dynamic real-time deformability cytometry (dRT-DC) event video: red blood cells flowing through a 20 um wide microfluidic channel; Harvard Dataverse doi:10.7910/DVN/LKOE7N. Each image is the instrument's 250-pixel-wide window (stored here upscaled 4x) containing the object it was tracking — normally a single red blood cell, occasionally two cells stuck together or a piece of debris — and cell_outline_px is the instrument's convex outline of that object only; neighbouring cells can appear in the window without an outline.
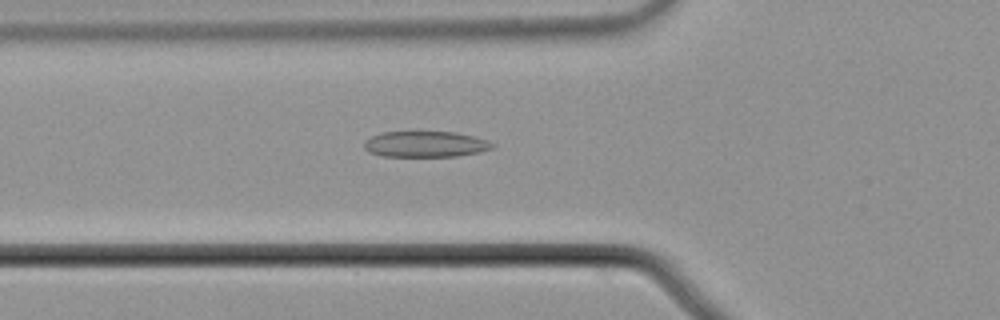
{"species": "common noctule bat (a hibernating species)", "species_latin": "Nyctalus noctula", "temperature_condition": "cold", "stored_images_in_passage": 43, "camera_frame_rate_fps": 3000, "um_per_image_px": 0.085, "animal": {"sex": "male", "body_mass_g": 21.5, "forearm_length_mm": 52.0}, "frame": {"image": 1, "passage_image": 7, "time_ms": 2.0, "image_size_px": [1000, 320], "cell_outline_px": [[496, 144], [492, 148], [480, 152], [456, 156], [384, 156], [368, 152], [364, 148], [364, 140], [380, 132], [416, 128], [420, 128], [456, 132], [476, 136], [488, 140]], "centroid_in_image_um": [36.14, 12.18], "position_along_channel_um": 89.7, "area_um2": 20.63}}
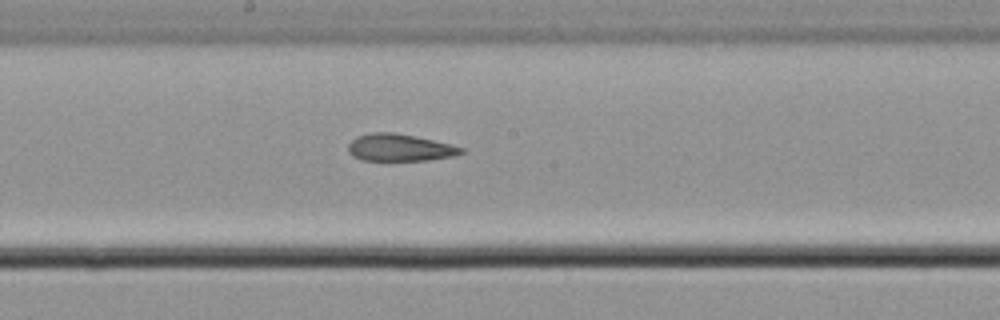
{"frame": {"image": 2, "passage_image": 17, "time_ms": 5.333, "image_size_px": [1000, 320], "cell_outline_px": [[464, 152], [456, 156], [428, 160], [360, 160], [352, 156], [348, 152], [348, 144], [356, 136], [372, 132], [392, 132], [416, 136], [464, 148]], "centroid_in_image_um": [33.94, 12.55], "position_along_channel_um": 214.3, "area_um2": 17.92}}
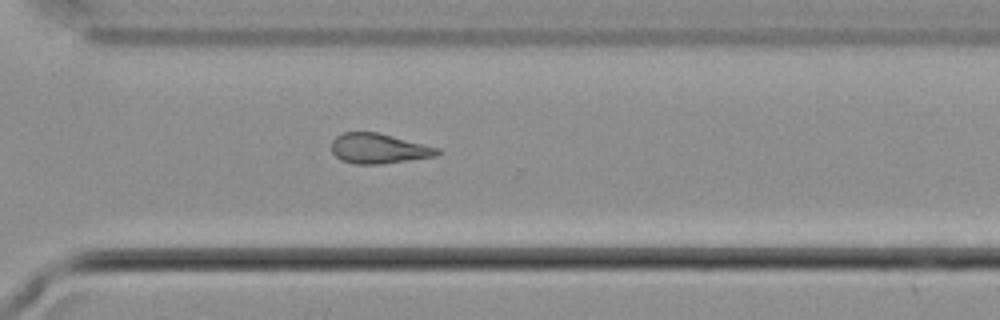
{"frame": {"image": 3, "passage_image": 27, "time_ms": 8.667, "image_size_px": [1000, 320], "cell_outline_px": [[440, 152], [436, 156], [380, 164], [356, 164], [340, 160], [332, 152], [332, 140], [336, 136], [344, 132], [376, 132], [440, 148]], "centroid_in_image_um": [32.17, 12.63], "position_along_channel_um": 338.4, "area_um2": 18.38}}